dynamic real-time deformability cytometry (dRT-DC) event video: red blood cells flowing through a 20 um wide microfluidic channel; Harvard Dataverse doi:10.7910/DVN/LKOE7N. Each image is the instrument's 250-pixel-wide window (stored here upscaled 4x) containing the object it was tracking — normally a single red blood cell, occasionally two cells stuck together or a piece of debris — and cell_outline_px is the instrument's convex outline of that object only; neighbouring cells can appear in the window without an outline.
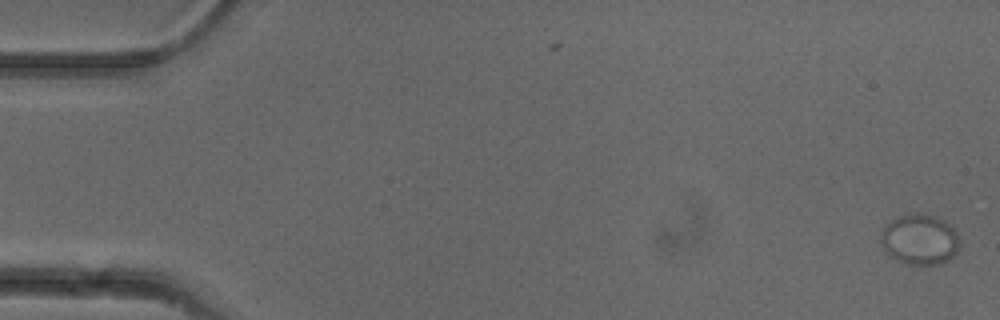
{"species": "common noctule bat (a hibernating species)", "species_latin": "Nyctalus noctula", "temperature_condition": "cold", "stored_images_in_passage": 20, "camera_frame_rate_fps": 3000, "um_per_image_px": 0.085, "animal": {"sex": "female"}, "frame": {"image": 1, "passage_image": 1, "time_ms": 0.0, "image_size_px": [1000, 320], "cell_outline_px": [[960, 244], [956, 252], [948, 260], [940, 264], [904, 264], [896, 260], [884, 252], [880, 244], [880, 232], [884, 224], [908, 212], [920, 212], [936, 216], [944, 220], [956, 232]], "centroid_in_image_um": [78.12, 20.34], "position_along_channel_um": 6.9, "area_um2": 23.7}}
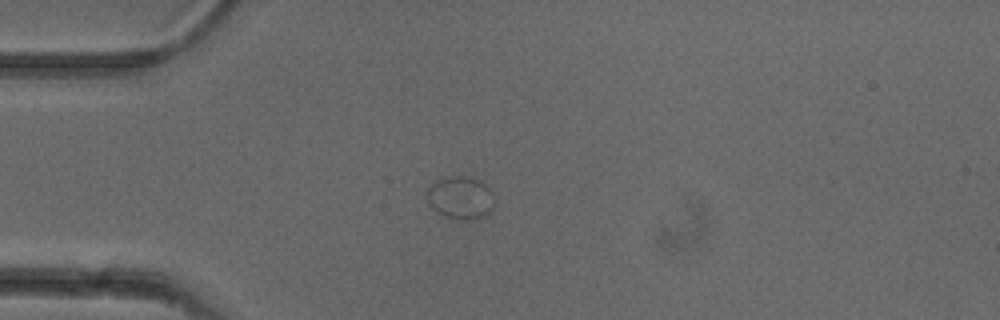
{"frame": {"image": 2, "passage_image": 14, "time_ms": 4.333, "image_size_px": [1000, 320], "cell_outline_px": [[492, 208], [484, 216], [476, 220], [460, 220], [444, 216], [436, 212], [428, 204], [428, 188], [436, 180], [444, 176], [472, 176], [480, 180], [488, 188], [492, 204]], "centroid_in_image_um": [39.09, 16.8], "position_along_channel_um": 45.9, "area_um2": 16.76}}
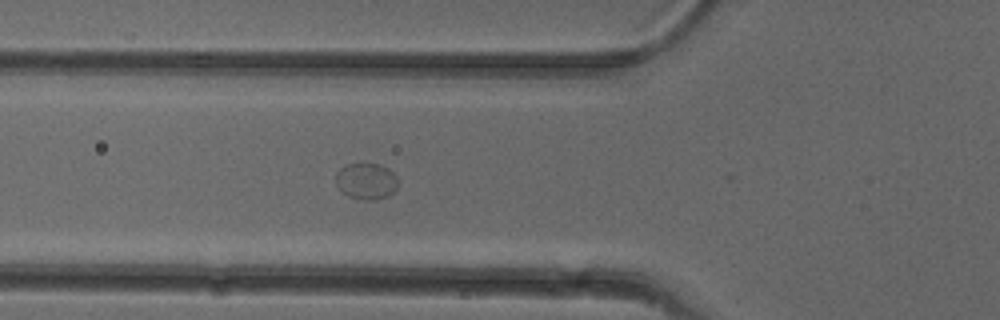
{"frame": {"image": 3, "passage_image": 19, "time_ms": 6.0, "image_size_px": [1000, 320], "cell_outline_px": [[396, 188], [388, 196], [376, 200], [364, 200], [348, 196], [336, 184], [336, 172], [340, 168], [348, 164], [380, 164], [388, 168], [396, 176]], "centroid_in_image_um": [31.13, 15.4], "position_along_channel_um": 94.7, "area_um2": 13.01}}